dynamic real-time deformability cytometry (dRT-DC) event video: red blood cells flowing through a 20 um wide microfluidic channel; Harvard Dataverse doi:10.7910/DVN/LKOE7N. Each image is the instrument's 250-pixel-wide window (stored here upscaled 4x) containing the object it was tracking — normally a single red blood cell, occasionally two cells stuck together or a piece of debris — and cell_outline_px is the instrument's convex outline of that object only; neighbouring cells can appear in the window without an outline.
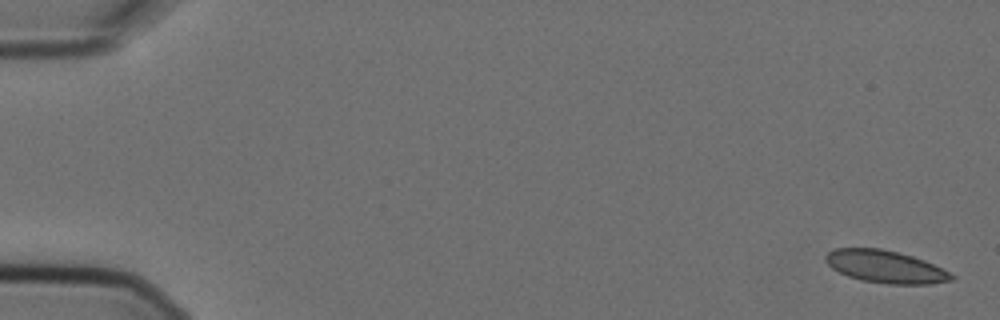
{"species": "Egyptian fruit bat (a non-hibernating species)", "species_latin": "Rousettus aegyptiacus", "temperature_condition": "cold", "stored_images_in_passage": 5, "camera_frame_rate_fps": 3000, "um_per_image_px": 0.085, "animal": {"sex": "female"}, "frame": {"image": 1, "passage_image": 1, "time_ms": 0.0, "image_size_px": [1000, 320], "cell_outline_px": [[956, 276], [952, 280], [932, 284], [888, 284], [860, 280], [848, 276], [832, 268], [824, 260], [824, 256], [828, 252], [836, 248], [880, 248], [912, 256], [924, 260]], "centroid_in_image_um": [75.24, 22.67], "position_along_channel_um": 9.8, "area_um2": 23.7}}
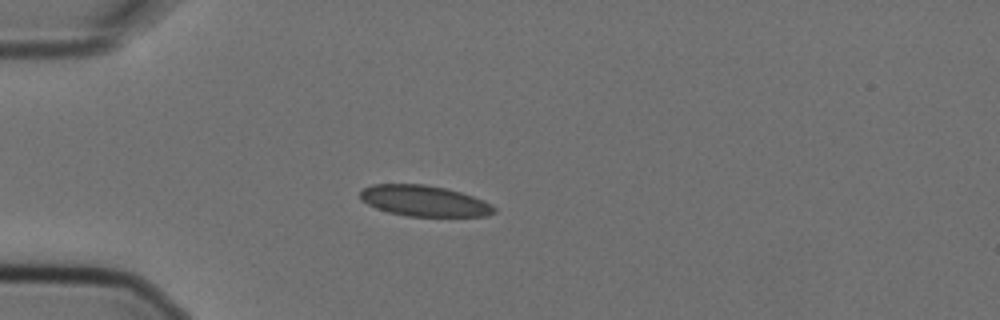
{"frame": {"image": 2, "passage_image": 5, "time_ms": 1.333, "image_size_px": [1000, 320], "cell_outline_px": [[496, 212], [488, 216], [408, 216], [388, 212], [376, 208], [360, 200], [360, 192], [364, 188], [372, 184], [424, 184], [444, 188], [460, 192], [484, 200], [492, 204], [496, 208]], "centroid_in_image_um": [36.06, 17.08], "position_along_channel_um": 48.9, "area_um2": 24.1}}